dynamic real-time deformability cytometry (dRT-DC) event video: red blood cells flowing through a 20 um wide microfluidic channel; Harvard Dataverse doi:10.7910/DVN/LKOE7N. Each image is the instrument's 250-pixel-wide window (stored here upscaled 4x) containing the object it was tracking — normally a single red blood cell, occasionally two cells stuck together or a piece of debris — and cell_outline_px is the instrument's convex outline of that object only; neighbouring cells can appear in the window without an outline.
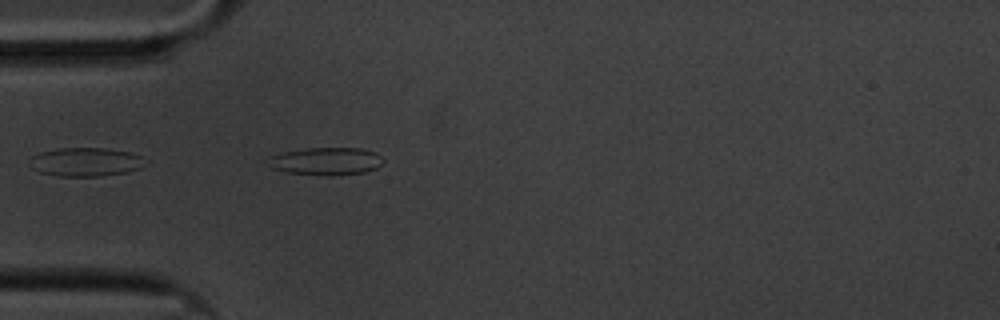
{"species": "common noctule bat (a hibernating species)", "species_latin": "Nyctalus noctula", "temperature_condition": "cold", "stored_images_in_passage": 43, "camera_frame_rate_fps": 3000, "um_per_image_px": 0.085, "animal": {"sex": "male", "body_mass_g": 20.1, "forearm_length_mm": 53.5}, "frame": {"image": 1, "passage_image": 1, "time_ms": 0.0, "image_size_px": [1000, 320], "cell_outline_px": [[384, 160], [376, 168], [364, 172], [332, 176], [328, 176], [288, 172], [272, 168], [268, 156], [284, 152], [304, 148], [360, 148], [376, 152]], "centroid_in_image_um": [27.74, 13.7], "position_along_channel_um": 57.3, "area_um2": 18.44}}
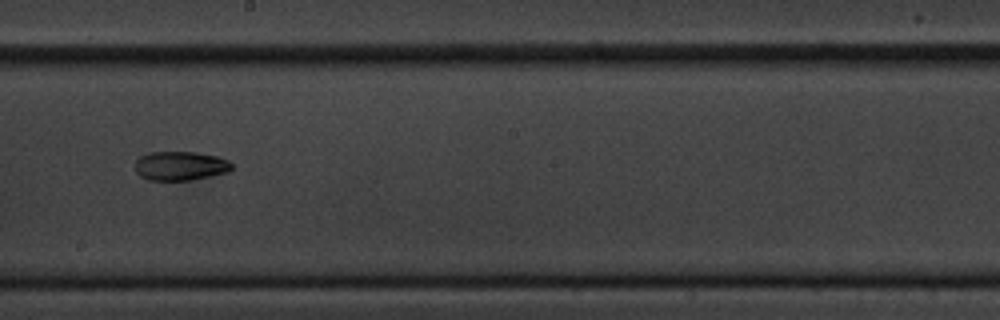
{"frame": {"image": 2, "passage_image": 17, "time_ms": 5.333, "image_size_px": [1000, 320], "cell_outline_px": [[232, 168], [228, 172], [192, 180], [148, 180], [140, 176], [136, 172], [136, 160], [140, 156], [148, 152], [192, 152], [216, 156], [228, 160], [232, 164]], "centroid_in_image_um": [15.31, 14.1], "position_along_channel_um": 232.9, "area_um2": 16.36}}
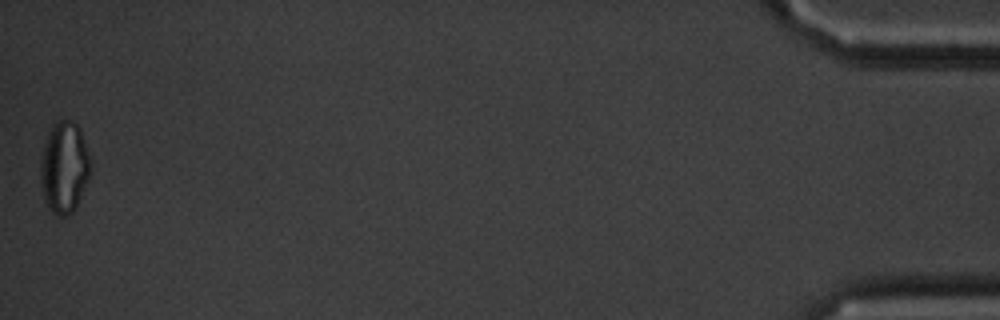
{"frame": {"image": 3, "passage_image": 43, "time_ms": 14.0, "image_size_px": [1000, 320], "cell_outline_px": [[92, 164], [88, 180], [76, 208], [68, 216], [60, 216], [52, 212], [48, 208], [44, 200], [40, 184], [40, 160], [44, 144], [48, 132], [52, 124], [60, 120], [72, 120], [80, 128], [92, 156]], "centroid_in_image_um": [5.48, 14.22], "position_along_channel_um": 429.7, "area_um2": 27.4}}